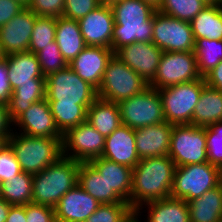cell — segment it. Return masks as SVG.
<instances>
[{"label": "cell", "mask_w": 222, "mask_h": 222, "mask_svg": "<svg viewBox=\"0 0 222 222\" xmlns=\"http://www.w3.org/2000/svg\"><path fill=\"white\" fill-rule=\"evenodd\" d=\"M194 39L222 40L221 5H207L191 22Z\"/></svg>", "instance_id": "cell-30"}, {"label": "cell", "mask_w": 222, "mask_h": 222, "mask_svg": "<svg viewBox=\"0 0 222 222\" xmlns=\"http://www.w3.org/2000/svg\"><path fill=\"white\" fill-rule=\"evenodd\" d=\"M7 65L8 80L12 91L26 83H46L36 54L26 51L10 54L3 59Z\"/></svg>", "instance_id": "cell-22"}, {"label": "cell", "mask_w": 222, "mask_h": 222, "mask_svg": "<svg viewBox=\"0 0 222 222\" xmlns=\"http://www.w3.org/2000/svg\"><path fill=\"white\" fill-rule=\"evenodd\" d=\"M135 211L128 202L101 204L85 222H131Z\"/></svg>", "instance_id": "cell-37"}, {"label": "cell", "mask_w": 222, "mask_h": 222, "mask_svg": "<svg viewBox=\"0 0 222 222\" xmlns=\"http://www.w3.org/2000/svg\"><path fill=\"white\" fill-rule=\"evenodd\" d=\"M162 53L152 42H135L122 46L114 55L150 84L157 73Z\"/></svg>", "instance_id": "cell-14"}, {"label": "cell", "mask_w": 222, "mask_h": 222, "mask_svg": "<svg viewBox=\"0 0 222 222\" xmlns=\"http://www.w3.org/2000/svg\"><path fill=\"white\" fill-rule=\"evenodd\" d=\"M80 162L61 156L33 174L32 203L55 208L61 197L78 184Z\"/></svg>", "instance_id": "cell-3"}, {"label": "cell", "mask_w": 222, "mask_h": 222, "mask_svg": "<svg viewBox=\"0 0 222 222\" xmlns=\"http://www.w3.org/2000/svg\"><path fill=\"white\" fill-rule=\"evenodd\" d=\"M109 5L114 16L113 52L135 42H152L157 10L141 0H114Z\"/></svg>", "instance_id": "cell-2"}, {"label": "cell", "mask_w": 222, "mask_h": 222, "mask_svg": "<svg viewBox=\"0 0 222 222\" xmlns=\"http://www.w3.org/2000/svg\"><path fill=\"white\" fill-rule=\"evenodd\" d=\"M13 122L9 118L7 103L0 102V134L12 135L13 129L11 126Z\"/></svg>", "instance_id": "cell-47"}, {"label": "cell", "mask_w": 222, "mask_h": 222, "mask_svg": "<svg viewBox=\"0 0 222 222\" xmlns=\"http://www.w3.org/2000/svg\"><path fill=\"white\" fill-rule=\"evenodd\" d=\"M86 121L105 138L108 137L122 125L118 103L97 98L87 109Z\"/></svg>", "instance_id": "cell-27"}, {"label": "cell", "mask_w": 222, "mask_h": 222, "mask_svg": "<svg viewBox=\"0 0 222 222\" xmlns=\"http://www.w3.org/2000/svg\"><path fill=\"white\" fill-rule=\"evenodd\" d=\"M78 184L100 204H115L124 201L89 162H80Z\"/></svg>", "instance_id": "cell-24"}, {"label": "cell", "mask_w": 222, "mask_h": 222, "mask_svg": "<svg viewBox=\"0 0 222 222\" xmlns=\"http://www.w3.org/2000/svg\"><path fill=\"white\" fill-rule=\"evenodd\" d=\"M55 41L68 64L87 46L81 34L78 20L62 16L57 18Z\"/></svg>", "instance_id": "cell-26"}, {"label": "cell", "mask_w": 222, "mask_h": 222, "mask_svg": "<svg viewBox=\"0 0 222 222\" xmlns=\"http://www.w3.org/2000/svg\"><path fill=\"white\" fill-rule=\"evenodd\" d=\"M114 55L110 48L86 46L68 66L83 80L98 90L108 62Z\"/></svg>", "instance_id": "cell-18"}, {"label": "cell", "mask_w": 222, "mask_h": 222, "mask_svg": "<svg viewBox=\"0 0 222 222\" xmlns=\"http://www.w3.org/2000/svg\"><path fill=\"white\" fill-rule=\"evenodd\" d=\"M46 78V100L49 103L92 104L97 90L83 81L69 66Z\"/></svg>", "instance_id": "cell-8"}, {"label": "cell", "mask_w": 222, "mask_h": 222, "mask_svg": "<svg viewBox=\"0 0 222 222\" xmlns=\"http://www.w3.org/2000/svg\"><path fill=\"white\" fill-rule=\"evenodd\" d=\"M25 7L19 0H0V27L15 17Z\"/></svg>", "instance_id": "cell-44"}, {"label": "cell", "mask_w": 222, "mask_h": 222, "mask_svg": "<svg viewBox=\"0 0 222 222\" xmlns=\"http://www.w3.org/2000/svg\"><path fill=\"white\" fill-rule=\"evenodd\" d=\"M143 2H146L150 6H152L155 10H158L161 6L162 0H141Z\"/></svg>", "instance_id": "cell-50"}, {"label": "cell", "mask_w": 222, "mask_h": 222, "mask_svg": "<svg viewBox=\"0 0 222 222\" xmlns=\"http://www.w3.org/2000/svg\"><path fill=\"white\" fill-rule=\"evenodd\" d=\"M19 127V133L33 137H49L62 139L63 134L58 130L49 102L46 98L33 103L14 122Z\"/></svg>", "instance_id": "cell-16"}, {"label": "cell", "mask_w": 222, "mask_h": 222, "mask_svg": "<svg viewBox=\"0 0 222 222\" xmlns=\"http://www.w3.org/2000/svg\"><path fill=\"white\" fill-rule=\"evenodd\" d=\"M173 126L165 121L135 129L136 150L140 160L169 154Z\"/></svg>", "instance_id": "cell-20"}, {"label": "cell", "mask_w": 222, "mask_h": 222, "mask_svg": "<svg viewBox=\"0 0 222 222\" xmlns=\"http://www.w3.org/2000/svg\"><path fill=\"white\" fill-rule=\"evenodd\" d=\"M22 4L27 6L31 0H19Z\"/></svg>", "instance_id": "cell-54"}, {"label": "cell", "mask_w": 222, "mask_h": 222, "mask_svg": "<svg viewBox=\"0 0 222 222\" xmlns=\"http://www.w3.org/2000/svg\"><path fill=\"white\" fill-rule=\"evenodd\" d=\"M190 222H220L222 220V183L200 197L187 202Z\"/></svg>", "instance_id": "cell-25"}, {"label": "cell", "mask_w": 222, "mask_h": 222, "mask_svg": "<svg viewBox=\"0 0 222 222\" xmlns=\"http://www.w3.org/2000/svg\"><path fill=\"white\" fill-rule=\"evenodd\" d=\"M208 162L222 170V121L205 127Z\"/></svg>", "instance_id": "cell-39"}, {"label": "cell", "mask_w": 222, "mask_h": 222, "mask_svg": "<svg viewBox=\"0 0 222 222\" xmlns=\"http://www.w3.org/2000/svg\"><path fill=\"white\" fill-rule=\"evenodd\" d=\"M105 139L86 121L63 134L62 155L78 162H89L102 156Z\"/></svg>", "instance_id": "cell-13"}, {"label": "cell", "mask_w": 222, "mask_h": 222, "mask_svg": "<svg viewBox=\"0 0 222 222\" xmlns=\"http://www.w3.org/2000/svg\"><path fill=\"white\" fill-rule=\"evenodd\" d=\"M207 5H222V0H202Z\"/></svg>", "instance_id": "cell-52"}, {"label": "cell", "mask_w": 222, "mask_h": 222, "mask_svg": "<svg viewBox=\"0 0 222 222\" xmlns=\"http://www.w3.org/2000/svg\"><path fill=\"white\" fill-rule=\"evenodd\" d=\"M100 205L77 184L61 197L54 208L56 222H85Z\"/></svg>", "instance_id": "cell-19"}, {"label": "cell", "mask_w": 222, "mask_h": 222, "mask_svg": "<svg viewBox=\"0 0 222 222\" xmlns=\"http://www.w3.org/2000/svg\"><path fill=\"white\" fill-rule=\"evenodd\" d=\"M222 121V91L205 86L194 108L191 125L208 127Z\"/></svg>", "instance_id": "cell-28"}, {"label": "cell", "mask_w": 222, "mask_h": 222, "mask_svg": "<svg viewBox=\"0 0 222 222\" xmlns=\"http://www.w3.org/2000/svg\"><path fill=\"white\" fill-rule=\"evenodd\" d=\"M57 18L38 16L36 18L28 51L36 54L55 41Z\"/></svg>", "instance_id": "cell-36"}, {"label": "cell", "mask_w": 222, "mask_h": 222, "mask_svg": "<svg viewBox=\"0 0 222 222\" xmlns=\"http://www.w3.org/2000/svg\"><path fill=\"white\" fill-rule=\"evenodd\" d=\"M100 0H65L62 17L79 20L100 6Z\"/></svg>", "instance_id": "cell-40"}, {"label": "cell", "mask_w": 222, "mask_h": 222, "mask_svg": "<svg viewBox=\"0 0 222 222\" xmlns=\"http://www.w3.org/2000/svg\"><path fill=\"white\" fill-rule=\"evenodd\" d=\"M22 172L21 166L11 146L8 144L0 150V181L1 183Z\"/></svg>", "instance_id": "cell-41"}, {"label": "cell", "mask_w": 222, "mask_h": 222, "mask_svg": "<svg viewBox=\"0 0 222 222\" xmlns=\"http://www.w3.org/2000/svg\"><path fill=\"white\" fill-rule=\"evenodd\" d=\"M152 43L163 52L194 51L195 39L190 22L156 11L154 13Z\"/></svg>", "instance_id": "cell-11"}, {"label": "cell", "mask_w": 222, "mask_h": 222, "mask_svg": "<svg viewBox=\"0 0 222 222\" xmlns=\"http://www.w3.org/2000/svg\"><path fill=\"white\" fill-rule=\"evenodd\" d=\"M8 144L13 149L22 171L30 174L41 172L63 156L62 139L33 137L13 131Z\"/></svg>", "instance_id": "cell-4"}, {"label": "cell", "mask_w": 222, "mask_h": 222, "mask_svg": "<svg viewBox=\"0 0 222 222\" xmlns=\"http://www.w3.org/2000/svg\"><path fill=\"white\" fill-rule=\"evenodd\" d=\"M25 215L27 222H56L55 209L41 204H26Z\"/></svg>", "instance_id": "cell-43"}, {"label": "cell", "mask_w": 222, "mask_h": 222, "mask_svg": "<svg viewBox=\"0 0 222 222\" xmlns=\"http://www.w3.org/2000/svg\"><path fill=\"white\" fill-rule=\"evenodd\" d=\"M206 85L222 91V61L204 76Z\"/></svg>", "instance_id": "cell-46"}, {"label": "cell", "mask_w": 222, "mask_h": 222, "mask_svg": "<svg viewBox=\"0 0 222 222\" xmlns=\"http://www.w3.org/2000/svg\"><path fill=\"white\" fill-rule=\"evenodd\" d=\"M33 174L21 172L1 183V198L12 206L32 203Z\"/></svg>", "instance_id": "cell-32"}, {"label": "cell", "mask_w": 222, "mask_h": 222, "mask_svg": "<svg viewBox=\"0 0 222 222\" xmlns=\"http://www.w3.org/2000/svg\"><path fill=\"white\" fill-rule=\"evenodd\" d=\"M46 98V83H26L12 91L7 102L9 118L14 122L33 103Z\"/></svg>", "instance_id": "cell-31"}, {"label": "cell", "mask_w": 222, "mask_h": 222, "mask_svg": "<svg viewBox=\"0 0 222 222\" xmlns=\"http://www.w3.org/2000/svg\"><path fill=\"white\" fill-rule=\"evenodd\" d=\"M81 34L87 46H112L114 16L109 3H102L78 20Z\"/></svg>", "instance_id": "cell-17"}, {"label": "cell", "mask_w": 222, "mask_h": 222, "mask_svg": "<svg viewBox=\"0 0 222 222\" xmlns=\"http://www.w3.org/2000/svg\"><path fill=\"white\" fill-rule=\"evenodd\" d=\"M202 76L197 69L194 51L163 52L151 88L161 89L176 84L195 81Z\"/></svg>", "instance_id": "cell-12"}, {"label": "cell", "mask_w": 222, "mask_h": 222, "mask_svg": "<svg viewBox=\"0 0 222 222\" xmlns=\"http://www.w3.org/2000/svg\"><path fill=\"white\" fill-rule=\"evenodd\" d=\"M143 205L145 208L148 207L147 222H190L189 209L185 200L169 197Z\"/></svg>", "instance_id": "cell-29"}, {"label": "cell", "mask_w": 222, "mask_h": 222, "mask_svg": "<svg viewBox=\"0 0 222 222\" xmlns=\"http://www.w3.org/2000/svg\"><path fill=\"white\" fill-rule=\"evenodd\" d=\"M102 3H110V2H112V1H114V0H100Z\"/></svg>", "instance_id": "cell-55"}, {"label": "cell", "mask_w": 222, "mask_h": 222, "mask_svg": "<svg viewBox=\"0 0 222 222\" xmlns=\"http://www.w3.org/2000/svg\"><path fill=\"white\" fill-rule=\"evenodd\" d=\"M205 86V79L201 77L159 89L165 121L173 125L191 124L194 108Z\"/></svg>", "instance_id": "cell-7"}, {"label": "cell", "mask_w": 222, "mask_h": 222, "mask_svg": "<svg viewBox=\"0 0 222 222\" xmlns=\"http://www.w3.org/2000/svg\"><path fill=\"white\" fill-rule=\"evenodd\" d=\"M0 197H1V181H0Z\"/></svg>", "instance_id": "cell-57"}, {"label": "cell", "mask_w": 222, "mask_h": 222, "mask_svg": "<svg viewBox=\"0 0 222 222\" xmlns=\"http://www.w3.org/2000/svg\"><path fill=\"white\" fill-rule=\"evenodd\" d=\"M168 156L176 167L208 162L205 127L174 125Z\"/></svg>", "instance_id": "cell-10"}, {"label": "cell", "mask_w": 222, "mask_h": 222, "mask_svg": "<svg viewBox=\"0 0 222 222\" xmlns=\"http://www.w3.org/2000/svg\"><path fill=\"white\" fill-rule=\"evenodd\" d=\"M12 94V89L8 80L7 65L2 59L0 60V102L7 103Z\"/></svg>", "instance_id": "cell-45"}, {"label": "cell", "mask_w": 222, "mask_h": 222, "mask_svg": "<svg viewBox=\"0 0 222 222\" xmlns=\"http://www.w3.org/2000/svg\"><path fill=\"white\" fill-rule=\"evenodd\" d=\"M149 84L115 55L104 71L97 97L109 102L119 103L143 92Z\"/></svg>", "instance_id": "cell-6"}, {"label": "cell", "mask_w": 222, "mask_h": 222, "mask_svg": "<svg viewBox=\"0 0 222 222\" xmlns=\"http://www.w3.org/2000/svg\"><path fill=\"white\" fill-rule=\"evenodd\" d=\"M58 130L64 134L68 129L86 122L87 109L92 104L49 103Z\"/></svg>", "instance_id": "cell-33"}, {"label": "cell", "mask_w": 222, "mask_h": 222, "mask_svg": "<svg viewBox=\"0 0 222 222\" xmlns=\"http://www.w3.org/2000/svg\"><path fill=\"white\" fill-rule=\"evenodd\" d=\"M8 134H0V150H2L6 145H8Z\"/></svg>", "instance_id": "cell-51"}, {"label": "cell", "mask_w": 222, "mask_h": 222, "mask_svg": "<svg viewBox=\"0 0 222 222\" xmlns=\"http://www.w3.org/2000/svg\"><path fill=\"white\" fill-rule=\"evenodd\" d=\"M5 55L2 51V48H1V44H0V60L4 59Z\"/></svg>", "instance_id": "cell-53"}, {"label": "cell", "mask_w": 222, "mask_h": 222, "mask_svg": "<svg viewBox=\"0 0 222 222\" xmlns=\"http://www.w3.org/2000/svg\"><path fill=\"white\" fill-rule=\"evenodd\" d=\"M222 183V170L209 162L176 167L170 197L186 202Z\"/></svg>", "instance_id": "cell-5"}, {"label": "cell", "mask_w": 222, "mask_h": 222, "mask_svg": "<svg viewBox=\"0 0 222 222\" xmlns=\"http://www.w3.org/2000/svg\"><path fill=\"white\" fill-rule=\"evenodd\" d=\"M65 0H31L27 7L37 16L61 17Z\"/></svg>", "instance_id": "cell-42"}, {"label": "cell", "mask_w": 222, "mask_h": 222, "mask_svg": "<svg viewBox=\"0 0 222 222\" xmlns=\"http://www.w3.org/2000/svg\"><path fill=\"white\" fill-rule=\"evenodd\" d=\"M24 206H11L6 222H27Z\"/></svg>", "instance_id": "cell-48"}, {"label": "cell", "mask_w": 222, "mask_h": 222, "mask_svg": "<svg viewBox=\"0 0 222 222\" xmlns=\"http://www.w3.org/2000/svg\"><path fill=\"white\" fill-rule=\"evenodd\" d=\"M89 163L104 177L109 187L130 204L133 169L104 157L94 158Z\"/></svg>", "instance_id": "cell-23"}, {"label": "cell", "mask_w": 222, "mask_h": 222, "mask_svg": "<svg viewBox=\"0 0 222 222\" xmlns=\"http://www.w3.org/2000/svg\"><path fill=\"white\" fill-rule=\"evenodd\" d=\"M122 125L138 129L165 122L161 96L157 89L143 92L118 103Z\"/></svg>", "instance_id": "cell-9"}, {"label": "cell", "mask_w": 222, "mask_h": 222, "mask_svg": "<svg viewBox=\"0 0 222 222\" xmlns=\"http://www.w3.org/2000/svg\"><path fill=\"white\" fill-rule=\"evenodd\" d=\"M38 16L27 6L0 27V44L5 56L26 52Z\"/></svg>", "instance_id": "cell-15"}, {"label": "cell", "mask_w": 222, "mask_h": 222, "mask_svg": "<svg viewBox=\"0 0 222 222\" xmlns=\"http://www.w3.org/2000/svg\"><path fill=\"white\" fill-rule=\"evenodd\" d=\"M132 169L139 163L136 150L135 130L121 125L105 139L102 156Z\"/></svg>", "instance_id": "cell-21"}, {"label": "cell", "mask_w": 222, "mask_h": 222, "mask_svg": "<svg viewBox=\"0 0 222 222\" xmlns=\"http://www.w3.org/2000/svg\"><path fill=\"white\" fill-rule=\"evenodd\" d=\"M12 205L0 197V222H6L8 212Z\"/></svg>", "instance_id": "cell-49"}, {"label": "cell", "mask_w": 222, "mask_h": 222, "mask_svg": "<svg viewBox=\"0 0 222 222\" xmlns=\"http://www.w3.org/2000/svg\"><path fill=\"white\" fill-rule=\"evenodd\" d=\"M175 169L168 155L141 159L133 168L130 206L135 218L141 216L143 204L170 197Z\"/></svg>", "instance_id": "cell-1"}, {"label": "cell", "mask_w": 222, "mask_h": 222, "mask_svg": "<svg viewBox=\"0 0 222 222\" xmlns=\"http://www.w3.org/2000/svg\"><path fill=\"white\" fill-rule=\"evenodd\" d=\"M36 56L39 60L41 72L45 77L68 66L56 41L51 42V45L37 52Z\"/></svg>", "instance_id": "cell-38"}, {"label": "cell", "mask_w": 222, "mask_h": 222, "mask_svg": "<svg viewBox=\"0 0 222 222\" xmlns=\"http://www.w3.org/2000/svg\"><path fill=\"white\" fill-rule=\"evenodd\" d=\"M206 6L207 4L202 0H162L157 11L179 20L191 22Z\"/></svg>", "instance_id": "cell-35"}, {"label": "cell", "mask_w": 222, "mask_h": 222, "mask_svg": "<svg viewBox=\"0 0 222 222\" xmlns=\"http://www.w3.org/2000/svg\"><path fill=\"white\" fill-rule=\"evenodd\" d=\"M194 54L198 72L204 77L222 61V40L195 39Z\"/></svg>", "instance_id": "cell-34"}, {"label": "cell", "mask_w": 222, "mask_h": 222, "mask_svg": "<svg viewBox=\"0 0 222 222\" xmlns=\"http://www.w3.org/2000/svg\"><path fill=\"white\" fill-rule=\"evenodd\" d=\"M131 222H138L136 218H134Z\"/></svg>", "instance_id": "cell-56"}]
</instances>
